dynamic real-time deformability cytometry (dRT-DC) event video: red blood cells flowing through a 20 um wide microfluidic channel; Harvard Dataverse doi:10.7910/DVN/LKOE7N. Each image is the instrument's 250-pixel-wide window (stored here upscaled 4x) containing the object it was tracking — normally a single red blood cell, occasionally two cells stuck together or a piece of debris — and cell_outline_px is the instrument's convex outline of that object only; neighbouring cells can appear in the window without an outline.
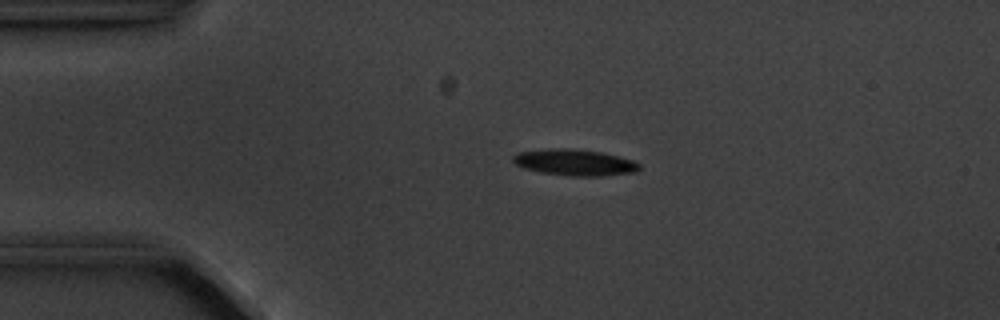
{"species": "common noctule bat (a hibernating species)", "species_latin": "Nyctalus noctula", "temperature_condition": "cold", "stored_images_in_passage": 5, "camera_frame_rate_fps": 3000, "um_per_image_px": 0.085, "animal": {"sex": "male", "body_mass_g": 20.1, "forearm_length_mm": 53.5}, "frame": {"image": 1, "passage_image": 4, "time_ms": 3.333, "image_size_px": [1000, 320], "cell_outline_px": [[640, 168], [636, 172], [600, 176], [572, 176], [540, 172], [524, 168], [516, 164], [512, 160], [512, 156], [520, 152], [552, 148], [572, 148], [604, 152], [632, 160], [640, 164]], "centroid_in_image_um": [48.86, 13.8], "position_along_channel_um": 36.1, "area_um2": 19.36}}